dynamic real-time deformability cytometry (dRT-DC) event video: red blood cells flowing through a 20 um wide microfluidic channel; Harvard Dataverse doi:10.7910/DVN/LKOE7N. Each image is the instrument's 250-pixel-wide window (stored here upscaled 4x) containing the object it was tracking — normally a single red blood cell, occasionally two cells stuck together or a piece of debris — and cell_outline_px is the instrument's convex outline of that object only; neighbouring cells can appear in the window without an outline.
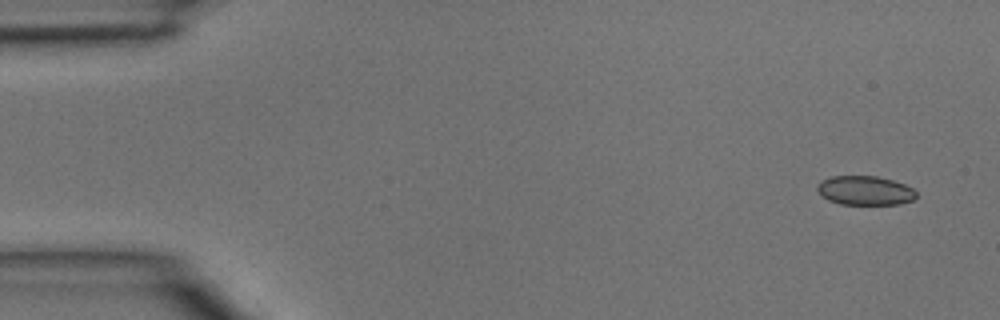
{"species": "common noctule bat (a hibernating species)", "species_latin": "Nyctalus noctula", "temperature_condition": "room temperature", "stored_images_in_passage": 5, "camera_frame_rate_fps": 3000, "um_per_image_px": 0.085, "animal": {"sex": "male", "body_mass_g": 15.6}, "frame": {"image": 1, "passage_image": 1, "time_ms": 0.0, "image_size_px": [1000, 320], "cell_outline_px": [[916, 196], [912, 200], [900, 204], [840, 204], [828, 200], [820, 196], [816, 188], [816, 184], [832, 176], [876, 176], [892, 180], [904, 184], [912, 188], [916, 192]], "centroid_in_image_um": [73.49, 16.2], "position_along_channel_um": 11.5, "area_um2": 16.82}}
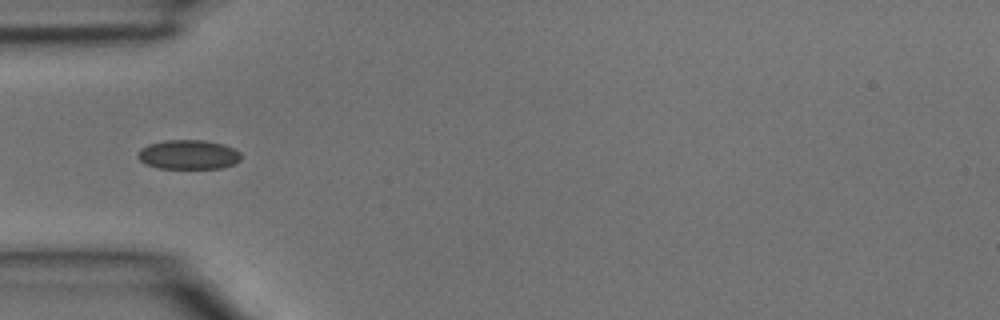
{"frame": {"image": 2, "passage_image": 4, "time_ms": 1.0, "image_size_px": [1000, 320], "cell_outline_px": [[240, 160], [236, 164], [220, 168], [160, 168], [144, 164], [136, 156], [136, 152], [140, 148], [148, 144], [164, 140], [204, 140], [224, 144], [240, 152]], "centroid_in_image_um": [15.98, 13.14], "position_along_channel_um": 69.0, "area_um2": 17.86}}
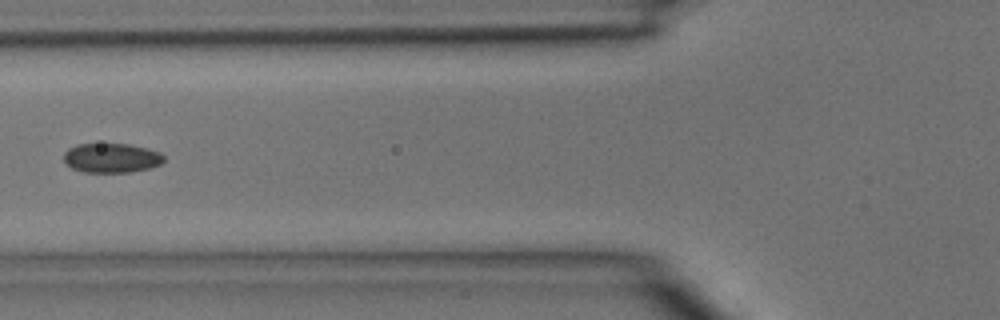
{"frame": {"image": 3, "passage_image": 5, "time_ms": 1.333, "image_size_px": [1000, 320], "cell_outline_px": [[164, 160], [160, 164], [148, 168], [132, 172], [84, 172], [72, 168], [64, 164], [64, 152], [68, 148], [76, 144], [132, 144], [148, 148], [160, 152], [164, 156]], "centroid_in_image_um": [9.46, 13.42], "position_along_channel_um": 116.3, "area_um2": 17.34}}